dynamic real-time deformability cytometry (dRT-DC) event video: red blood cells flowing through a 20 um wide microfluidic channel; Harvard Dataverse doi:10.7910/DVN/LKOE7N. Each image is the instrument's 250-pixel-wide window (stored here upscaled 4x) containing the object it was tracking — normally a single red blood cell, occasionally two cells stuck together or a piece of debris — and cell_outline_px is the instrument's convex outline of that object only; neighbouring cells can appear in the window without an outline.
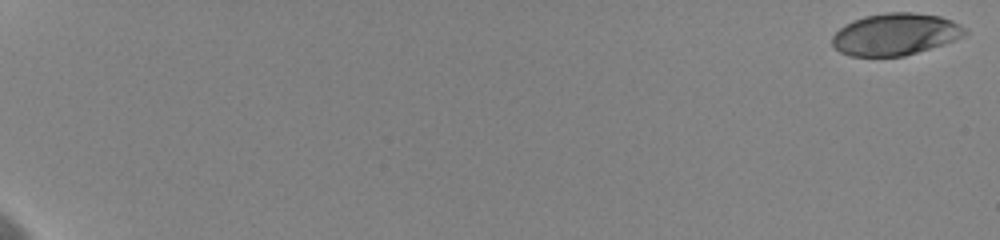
{"species": "human", "species_latin": "Homo sapiens", "temperature_condition": "cold", "stored_images_in_passage": 78, "camera_frame_rate_fps": 3000, "um_per_image_px": 0.085, "donor": {"sex": "female"}, "frame": {"image": 1, "passage_image": 1, "time_ms": 0.0, "image_size_px": [1000, 240], "cell_outline_px": [[968, 32], [964, 36], [944, 44], [904, 56], [848, 56], [840, 52], [832, 44], [832, 36], [844, 24], [852, 20], [864, 16], [888, 12], [912, 12], [940, 16], [952, 20], [968, 28]], "centroid_in_image_um": [76.12, 2.91], "position_along_channel_um": 8.9, "area_um2": 32.66}}
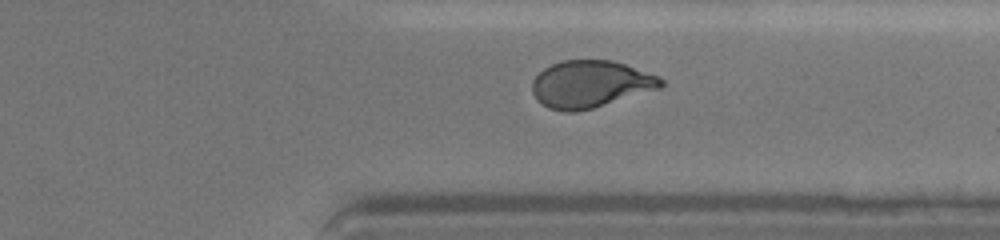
{"frame": {"image": 2, "passage_image": 69, "time_ms": 16.0, "image_size_px": [1000, 240], "cell_outline_px": [[664, 84], [660, 88], [592, 108], [576, 112], [564, 112], [548, 108], [536, 100], [532, 92], [532, 80], [544, 68], [552, 64], [564, 60], [612, 60], [660, 76], [664, 80]], "centroid_in_image_um": [50.16, 7.15], "position_along_channel_um": 361.2, "area_um2": 35.32}}
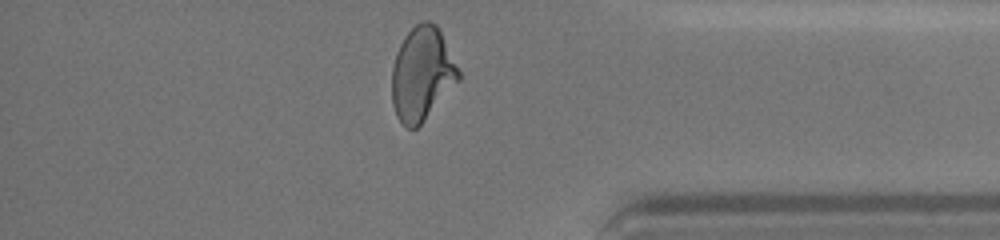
{"frame": {"image": 3, "passage_image": 75, "time_ms": 17.333, "image_size_px": [1000, 240], "cell_outline_px": [[460, 80], [424, 120], [416, 128], [404, 128], [396, 116], [392, 104], [392, 68], [396, 52], [404, 36], [416, 24], [424, 20], [428, 20], [436, 24], [460, 72]], "centroid_in_image_um": [35.85, 6.29], "position_along_channel_um": 399.4, "area_um2": 36.18}, "authors_computed_cell_mechanics": {"area_um2": 35.1135, "velocity_mm_per_s": 3.5942, "shape_relaxation_time_tau1_ms": 4.1006, "shape_relaxation_time_tau2_ms": 1.4988, "deformation_change_tau1": 0.1711, "deformation_change_tau2": 0.0694}}